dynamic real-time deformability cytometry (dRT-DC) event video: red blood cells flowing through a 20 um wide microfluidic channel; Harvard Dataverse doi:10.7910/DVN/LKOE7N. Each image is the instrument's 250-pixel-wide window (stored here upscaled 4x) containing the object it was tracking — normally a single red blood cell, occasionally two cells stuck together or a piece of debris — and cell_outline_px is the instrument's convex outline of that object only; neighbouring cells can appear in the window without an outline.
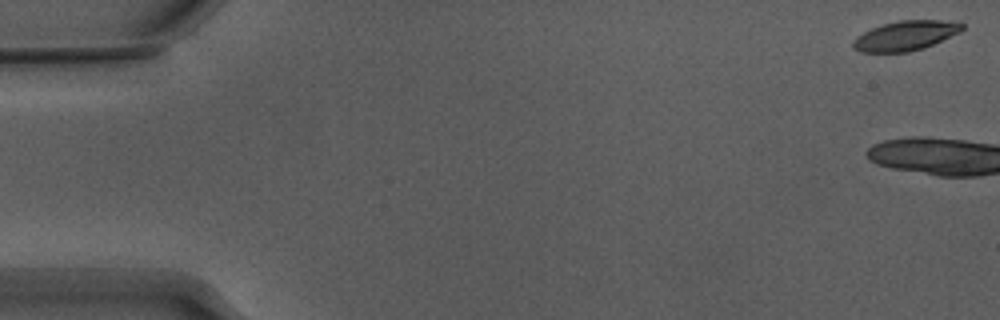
{"species": "Egyptian fruit bat (a non-hibernating species)", "species_latin": "Rousettus aegyptiacus", "temperature_condition": "warm", "stored_images_in_passage": 10, "camera_frame_rate_fps": 3000, "um_per_image_px": 0.085, "animal": {"sex": "male"}, "frame": {"image": 1, "passage_image": 1, "time_ms": 0.0, "image_size_px": [1000, 320], "cell_outline_px": [[964, 28], [960, 32], [924, 48], [908, 52], [860, 52], [852, 48], [852, 40], [856, 36], [872, 28], [884, 24], [900, 20], [960, 20], [964, 24]], "centroid_in_image_um": [76.99, 3.02], "position_along_channel_um": 8.0, "area_um2": 19.07}}